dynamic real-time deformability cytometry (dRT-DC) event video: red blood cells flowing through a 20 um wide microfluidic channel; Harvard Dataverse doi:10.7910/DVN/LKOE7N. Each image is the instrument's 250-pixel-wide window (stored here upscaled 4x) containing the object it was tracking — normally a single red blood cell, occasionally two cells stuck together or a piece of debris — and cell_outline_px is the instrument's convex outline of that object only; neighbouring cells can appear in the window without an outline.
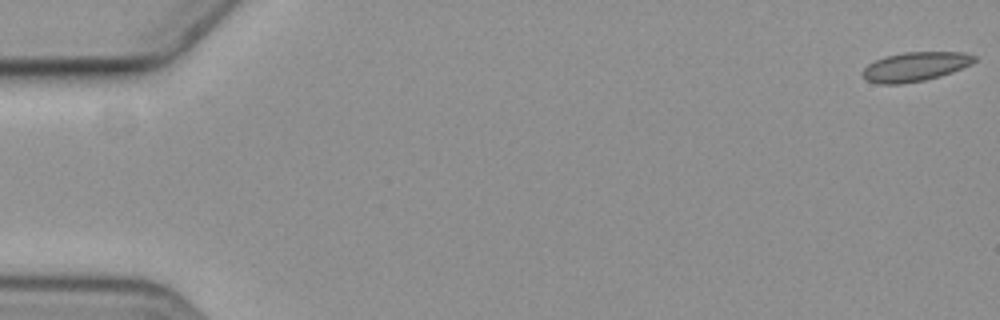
{"species": "common noctule bat (a hibernating species)", "species_latin": "Nyctalus noctula", "temperature_condition": "cold", "stored_images_in_passage": 18, "camera_frame_rate_fps": 3000, "um_per_image_px": 0.085, "animal": {"sex": "female", "body_mass_g": 19.3, "forearm_length_mm": 54.1}, "frame": {"image": 1, "passage_image": 1, "time_ms": 0.0, "image_size_px": [1000, 320], "cell_outline_px": [[976, 60], [972, 64], [952, 72], [940, 76], [924, 80], [900, 84], [876, 84], [864, 80], [860, 76], [860, 72], [868, 64], [884, 56], [904, 52], [964, 52], [976, 56]], "centroid_in_image_um": [77.74, 5.67], "position_along_channel_um": 7.3, "area_um2": 19.31}}
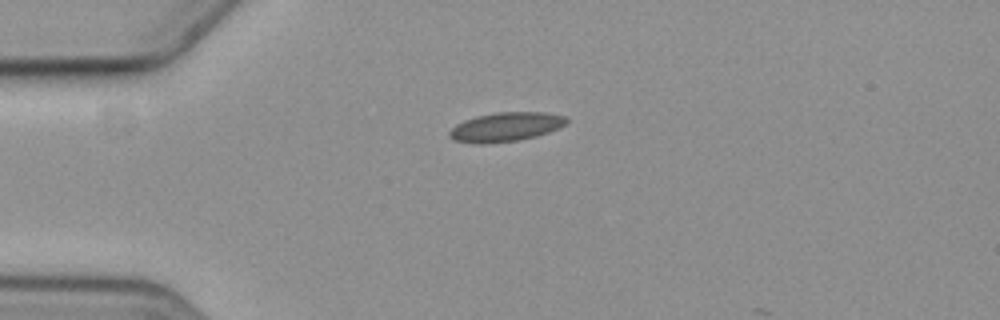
{"frame": {"image": 2, "passage_image": 15, "time_ms": 4.667, "image_size_px": [1000, 320], "cell_outline_px": [[568, 120], [560, 128], [536, 136], [520, 140], [480, 144], [476, 144], [452, 140], [448, 136], [448, 132], [456, 124], [464, 120], [476, 116], [496, 112], [544, 112], [568, 116]], "centroid_in_image_um": [42.97, 10.79], "position_along_channel_um": 42.0, "area_um2": 20.06}}